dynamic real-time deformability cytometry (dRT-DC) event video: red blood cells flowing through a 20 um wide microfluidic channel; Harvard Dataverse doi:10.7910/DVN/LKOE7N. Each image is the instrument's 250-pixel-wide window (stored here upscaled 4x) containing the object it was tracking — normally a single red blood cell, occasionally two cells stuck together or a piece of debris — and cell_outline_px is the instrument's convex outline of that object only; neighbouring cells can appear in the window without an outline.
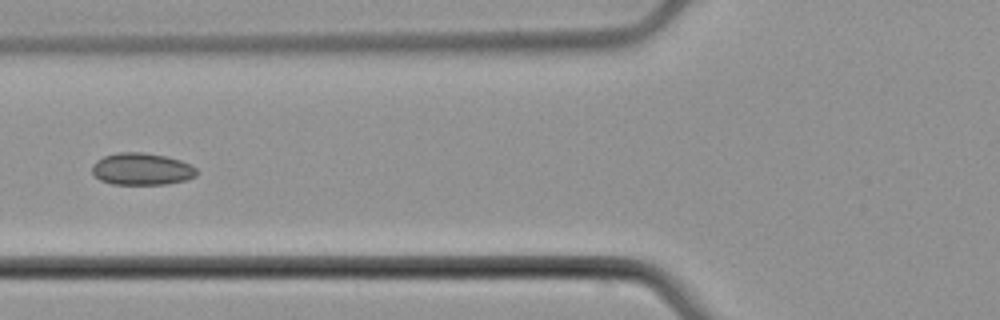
{"species": "common noctule bat (a hibernating species)", "species_latin": "Nyctalus noctula", "temperature_condition": "cold", "stored_images_in_passage": 9, "camera_frame_rate_fps": 3000, "um_per_image_px": 0.085, "animal": {"sex": "male", "body_mass_g": 21.5, "forearm_length_mm": 52.0}, "frame": {"image": 1, "passage_image": 6, "time_ms": 7.333, "image_size_px": [1000, 320], "cell_outline_px": [[196, 176], [188, 180], [168, 184], [112, 184], [100, 180], [92, 172], [92, 164], [96, 160], [104, 156], [120, 152], [144, 152], [168, 156], [180, 160], [196, 168]], "centroid_in_image_um": [12.05, 14.37], "position_along_channel_um": 113.8, "area_um2": 19.65}}
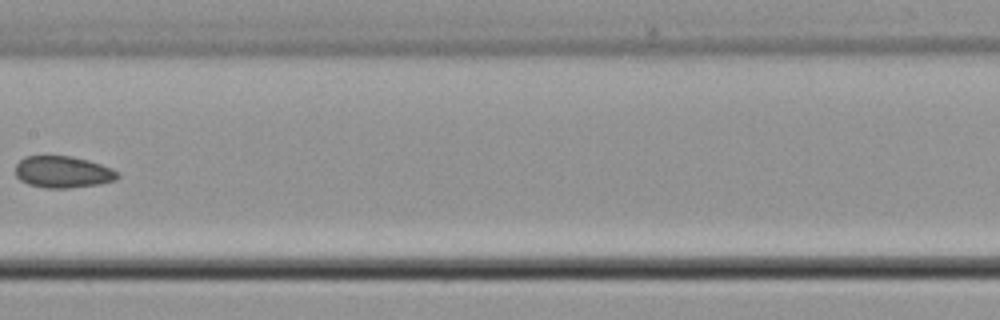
{"frame": {"image": 2, "passage_image": 8, "time_ms": 9.667, "image_size_px": [1000, 320], "cell_outline_px": [[120, 176], [116, 180], [100, 184], [68, 188], [44, 188], [28, 184], [20, 180], [16, 176], [16, 164], [24, 156], [72, 156], [88, 160], [112, 168], [120, 172]], "centroid_in_image_um": [5.37, 14.62], "position_along_channel_um": 202.0, "area_um2": 19.07}}
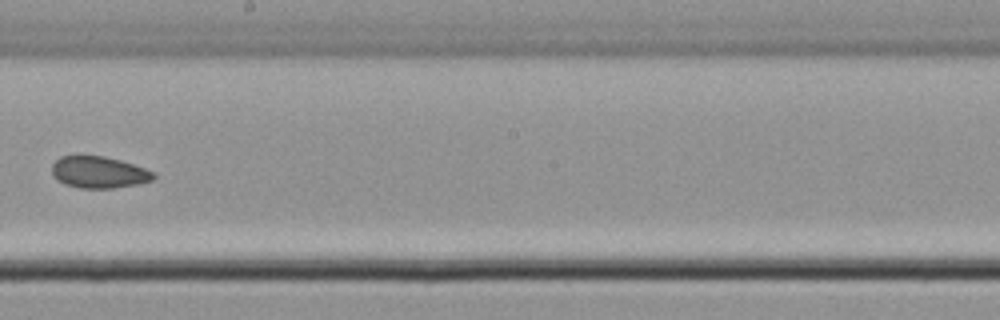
{"frame": {"image": 3, "passage_image": 9, "time_ms": 10.667, "image_size_px": [1000, 320], "cell_outline_px": [[156, 176], [152, 180], [136, 184], [112, 188], [80, 188], [64, 184], [56, 180], [52, 176], [52, 164], [60, 156], [104, 156], [120, 160], [144, 168], [152, 172]], "centroid_in_image_um": [8.35, 14.64], "position_along_channel_um": 239.9, "area_um2": 18.67}}